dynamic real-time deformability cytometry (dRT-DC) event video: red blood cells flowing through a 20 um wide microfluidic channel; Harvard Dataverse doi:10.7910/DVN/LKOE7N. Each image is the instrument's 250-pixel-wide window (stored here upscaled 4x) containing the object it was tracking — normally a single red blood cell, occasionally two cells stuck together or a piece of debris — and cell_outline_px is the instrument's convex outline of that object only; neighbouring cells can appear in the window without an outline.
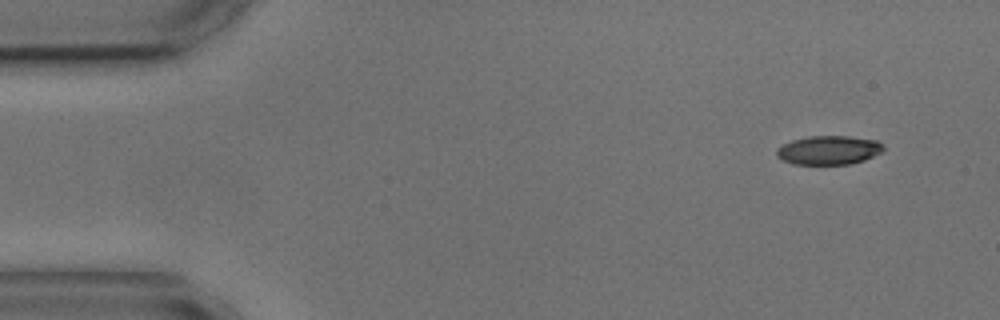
{"species": "common noctule bat (a hibernating species)", "species_latin": "Nyctalus noctula", "temperature_condition": "cold", "stored_images_in_passage": 4, "camera_frame_rate_fps": 3000, "um_per_image_px": 0.085, "animal": {"sex": "male", "body_mass_g": 17.9, "forearm_length_mm": 54.2}, "frame": {"image": 1, "passage_image": 1, "time_ms": 0.0, "image_size_px": [1000, 320], "cell_outline_px": [[884, 152], [864, 160], [848, 164], [792, 164], [776, 156], [776, 148], [792, 140], [808, 136], [848, 136], [876, 140], [884, 144]], "centroid_in_image_um": [70.47, 12.76], "position_along_channel_um": 14.5, "area_um2": 18.09}}
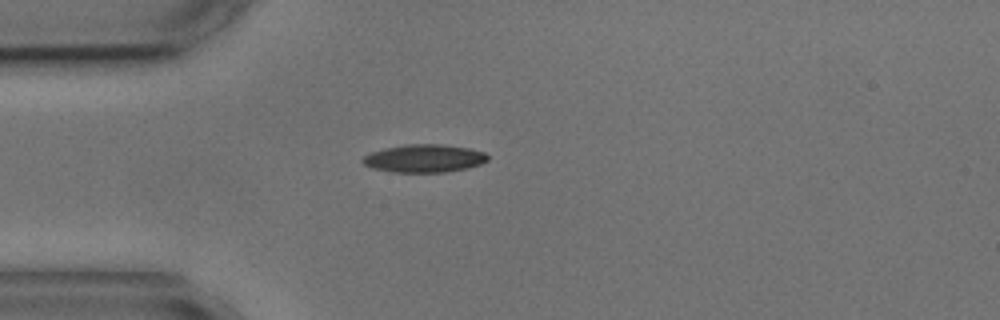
{"frame": {"image": 2, "passage_image": 4, "time_ms": 3.333, "image_size_px": [1000, 320], "cell_outline_px": [[488, 160], [480, 164], [468, 168], [444, 172], [392, 172], [372, 168], [364, 164], [360, 160], [364, 156], [372, 152], [384, 148], [404, 144], [440, 144], [468, 148], [484, 152], [488, 156]], "centroid_in_image_um": [36.04, 13.46], "position_along_channel_um": 49.0, "area_um2": 20.35}}